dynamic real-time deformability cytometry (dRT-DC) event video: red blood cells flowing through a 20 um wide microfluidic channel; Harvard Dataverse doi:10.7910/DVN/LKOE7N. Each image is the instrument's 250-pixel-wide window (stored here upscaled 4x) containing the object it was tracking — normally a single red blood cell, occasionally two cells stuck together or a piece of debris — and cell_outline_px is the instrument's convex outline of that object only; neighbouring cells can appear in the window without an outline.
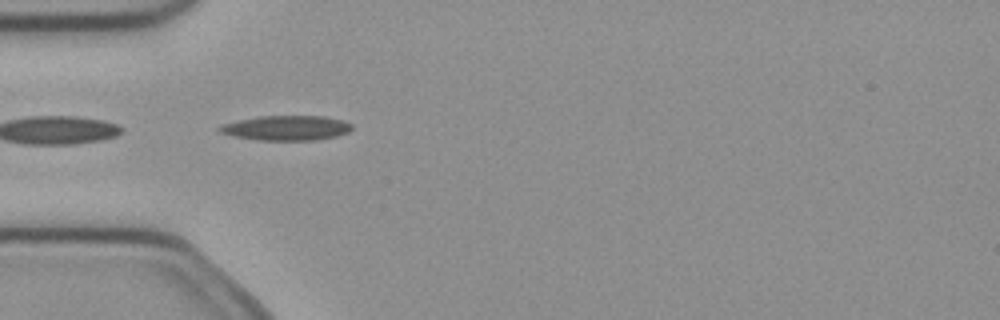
{"species": "common noctule bat (a hibernating species)", "species_latin": "Nyctalus noctula", "temperature_condition": "cold", "stored_images_in_passage": 5, "camera_frame_rate_fps": 3000, "um_per_image_px": 0.085, "animal": {"sex": "female", "body_mass_g": 21.9}, "frame": {"image": 1, "passage_image": 4, "time_ms": 1.0, "image_size_px": [1000, 320], "cell_outline_px": [[352, 128], [348, 132], [336, 136], [316, 140], [256, 140], [232, 136], [220, 132], [216, 128], [220, 124], [260, 116], [324, 116], [344, 120], [352, 124]], "centroid_in_image_um": [24.33, 10.88], "position_along_channel_um": 60.7, "area_um2": 19.25}}